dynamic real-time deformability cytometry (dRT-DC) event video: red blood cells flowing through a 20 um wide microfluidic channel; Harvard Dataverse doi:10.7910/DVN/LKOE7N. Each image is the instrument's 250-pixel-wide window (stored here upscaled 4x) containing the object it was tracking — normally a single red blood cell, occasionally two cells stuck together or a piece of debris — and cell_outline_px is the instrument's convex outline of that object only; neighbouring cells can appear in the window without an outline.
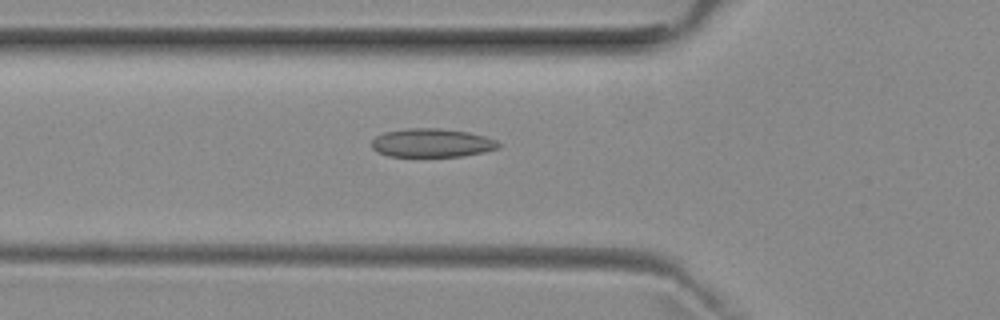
{"species": "common noctule bat (a hibernating species)", "species_latin": "Nyctalus noctula", "temperature_condition": "room temperature", "stored_images_in_passage": 47, "camera_frame_rate_fps": 3000, "um_per_image_px": 0.085, "animal": {"sex": "female", "body_mass_g": 29.2, "forearm_length_mm": 56.3}, "frame": {"image": 1, "passage_image": 18, "time_ms": 5.667, "image_size_px": [1000, 320], "cell_outline_px": [[500, 148], [484, 152], [464, 156], [388, 156], [372, 148], [372, 140], [376, 136], [384, 132], [408, 128], [440, 128], [468, 132], [484, 136], [496, 140], [500, 144]], "centroid_in_image_um": [36.73, 12.14], "position_along_channel_um": 89.1, "area_um2": 21.1}}
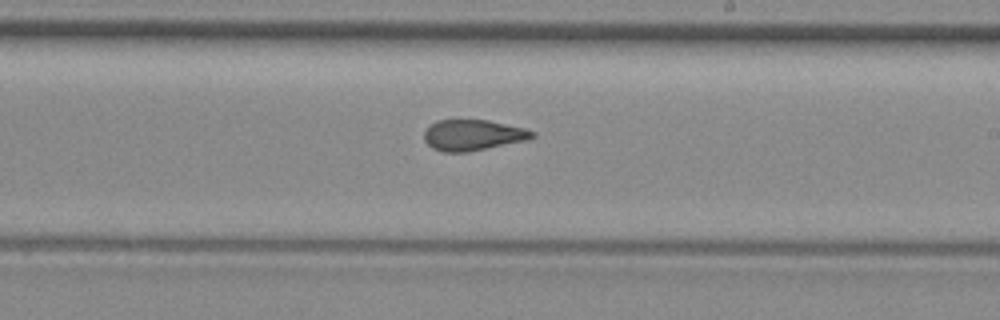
{"frame": {"image": 2, "passage_image": 30, "time_ms": 9.667, "image_size_px": [1000, 320], "cell_outline_px": [[536, 136], [528, 140], [468, 152], [444, 152], [432, 148], [424, 140], [424, 132], [436, 120], [488, 120], [524, 128], [536, 132]], "centroid_in_image_um": [40.22, 11.49], "position_along_channel_um": 248.8, "area_um2": 19.42}}
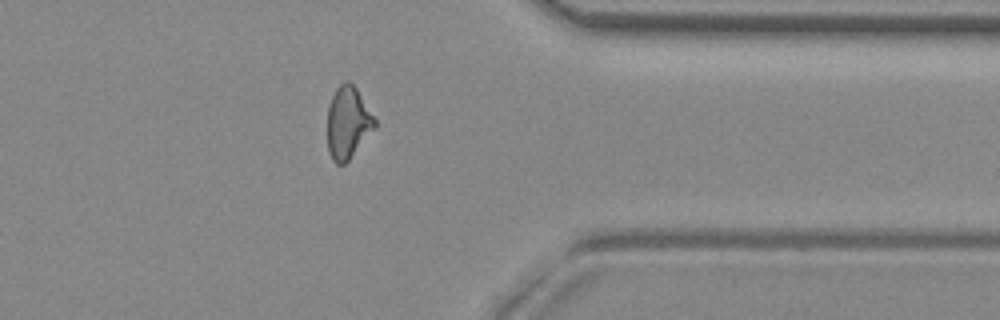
{"frame": {"image": 3, "passage_image": 41, "time_ms": 13.333, "image_size_px": [1000, 320], "cell_outline_px": [[376, 128], [348, 160], [344, 164], [336, 164], [332, 160], [328, 152], [328, 108], [332, 96], [336, 88], [344, 80], [348, 80], [356, 88], [376, 120]], "centroid_in_image_um": [29.57, 10.43], "position_along_channel_um": 381.8, "area_um2": 19.83}}